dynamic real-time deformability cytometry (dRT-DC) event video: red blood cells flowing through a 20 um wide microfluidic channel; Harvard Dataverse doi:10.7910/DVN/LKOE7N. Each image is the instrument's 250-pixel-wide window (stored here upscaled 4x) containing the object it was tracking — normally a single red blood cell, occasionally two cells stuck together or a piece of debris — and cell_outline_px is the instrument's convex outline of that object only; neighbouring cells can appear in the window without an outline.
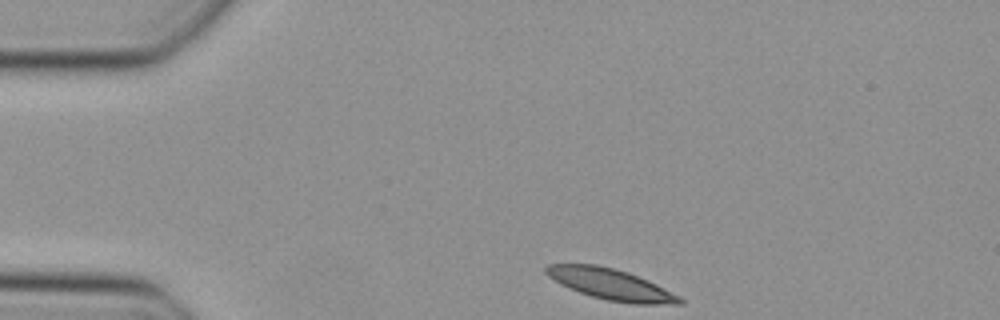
{"species": "Egyptian fruit bat (a non-hibernating species)", "species_latin": "Rousettus aegyptiacus", "temperature_condition": "cold", "stored_images_in_passage": 40, "camera_frame_rate_fps": 3000, "um_per_image_px": 0.085, "animal": {"sex": "female"}, "frame": {"image": 1, "passage_image": 1, "time_ms": 0.0, "image_size_px": [1000, 320], "cell_outline_px": [[684, 304], [632, 304], [608, 300], [592, 296], [568, 288], [560, 284], [548, 276], [544, 272], [544, 268], [548, 264], [596, 264], [628, 272], [648, 280], [680, 296], [684, 300]], "centroid_in_image_um": [51.92, 24.16], "position_along_channel_um": 33.1, "area_um2": 24.1}}
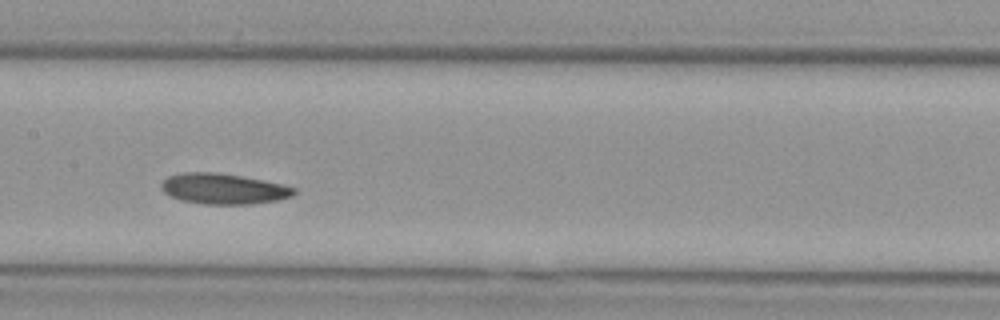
{"frame": {"image": 2, "passage_image": 16, "time_ms": 5.0, "image_size_px": [1000, 320], "cell_outline_px": [[296, 192], [292, 196], [276, 200], [248, 204], [204, 204], [180, 200], [164, 192], [160, 188], [160, 184], [168, 176], [180, 172], [216, 172], [240, 176], [280, 184], [296, 188]], "centroid_in_image_um": [18.94, 16.04], "position_along_channel_um": 188.5, "area_um2": 23.47}}
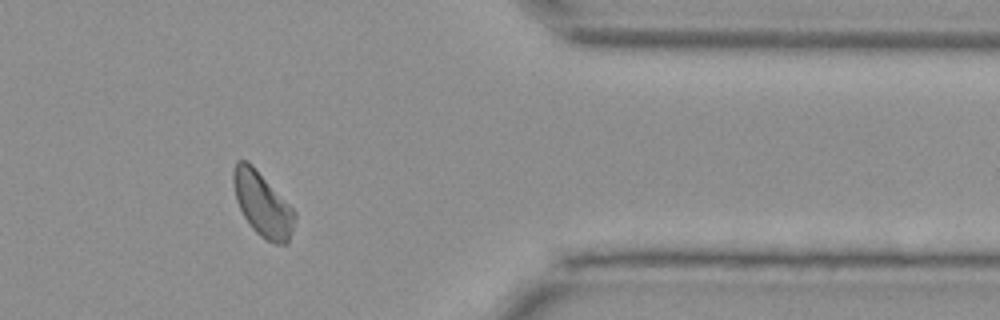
{"frame": {"image": 3, "passage_image": 32, "time_ms": 10.333, "image_size_px": [1000, 320], "cell_outline_px": [[296, 216], [288, 244], [276, 244], [260, 236], [252, 228], [244, 216], [236, 200], [232, 180], [232, 172], [236, 160], [248, 160], [252, 164], [296, 212]], "centroid_in_image_um": [22.29, 17.34], "position_along_channel_um": 389.1, "area_um2": 22.83}}